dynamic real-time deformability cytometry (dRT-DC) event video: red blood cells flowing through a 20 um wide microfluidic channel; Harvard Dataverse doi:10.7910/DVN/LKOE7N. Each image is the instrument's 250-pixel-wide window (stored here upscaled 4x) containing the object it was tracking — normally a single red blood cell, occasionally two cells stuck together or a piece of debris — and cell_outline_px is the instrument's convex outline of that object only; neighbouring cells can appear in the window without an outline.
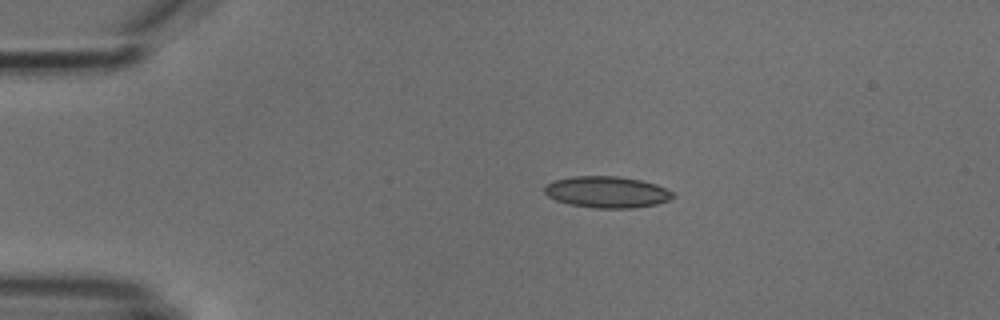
{"species": "common noctule bat (a hibernating species)", "species_latin": "Nyctalus noctula", "temperature_condition": "cold", "stored_images_in_passage": 5, "camera_frame_rate_fps": 3000, "um_per_image_px": 0.085, "animal": {"sex": "male", "body_mass_g": 18.8}, "frame": {"image": 1, "passage_image": 2, "time_ms": 1.333, "image_size_px": [1000, 320], "cell_outline_px": [[676, 196], [668, 200], [656, 204], [632, 208], [596, 208], [568, 204], [556, 200], [548, 196], [544, 192], [544, 188], [548, 184], [556, 180], [572, 176], [616, 176], [640, 180], [656, 184], [676, 192]], "centroid_in_image_um": [51.63, 16.32], "position_along_channel_um": 33.4, "area_um2": 23.52}}
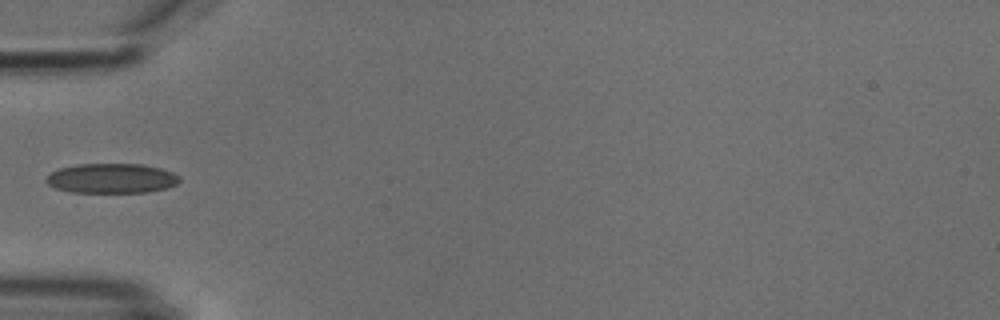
{"frame": {"image": 2, "passage_image": 4, "time_ms": 3.667, "image_size_px": [1000, 320], "cell_outline_px": [[180, 180], [176, 184], [168, 188], [148, 192], [72, 192], [56, 188], [48, 184], [44, 180], [52, 172], [60, 168], [76, 164], [140, 164], [160, 168], [172, 172], [180, 176]], "centroid_in_image_um": [9.5, 15.16], "position_along_channel_um": 75.5, "area_um2": 23.06}}
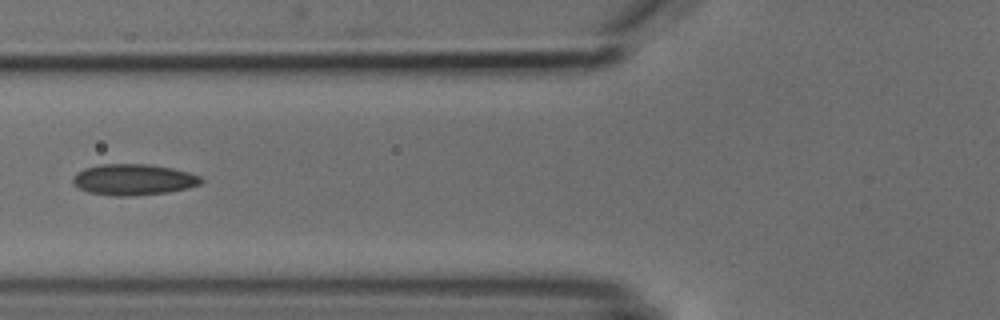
{"frame": {"image": 3, "passage_image": 5, "time_ms": 4.667, "image_size_px": [1000, 320], "cell_outline_px": [[204, 180], [200, 184], [188, 188], [168, 192], [124, 196], [116, 196], [88, 192], [72, 184], [72, 176], [76, 172], [84, 168], [100, 164], [148, 164], [172, 168], [188, 172], [200, 176]], "centroid_in_image_um": [11.32, 15.26], "position_along_channel_um": 114.5, "area_um2": 23.24}}